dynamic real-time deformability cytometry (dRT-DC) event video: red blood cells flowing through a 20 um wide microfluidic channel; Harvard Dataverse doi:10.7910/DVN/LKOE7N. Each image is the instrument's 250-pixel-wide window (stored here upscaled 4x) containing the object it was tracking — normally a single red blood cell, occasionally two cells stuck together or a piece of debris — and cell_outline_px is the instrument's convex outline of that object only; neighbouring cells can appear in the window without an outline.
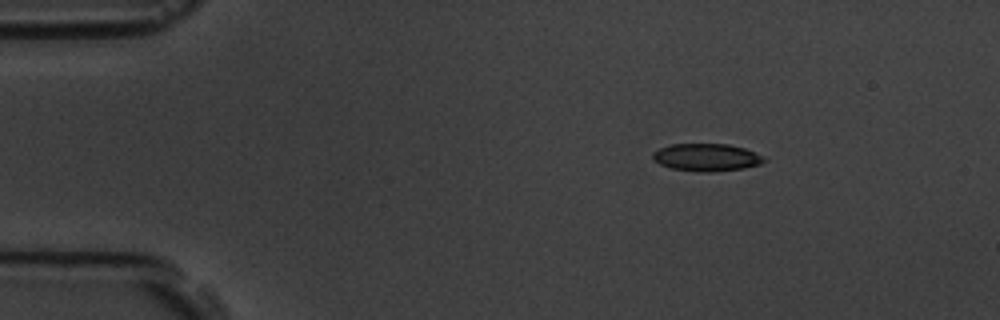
{"species": "common noctule bat (a hibernating species)", "species_latin": "Nyctalus noctula", "temperature_condition": "room temperature", "stored_images_in_passage": 4, "camera_frame_rate_fps": 3000, "um_per_image_px": 0.085, "animal": {"sex": "male", "body_mass_g": 19.5, "forearm_length_mm": 54.6}, "frame": {"image": 1, "passage_image": 1, "time_ms": 0.0, "image_size_px": [1000, 320], "cell_outline_px": [[768, 160], [760, 164], [744, 168], [712, 172], [704, 172], [672, 168], [660, 164], [652, 160], [652, 152], [660, 148], [672, 144], [728, 144], [744, 148], [764, 156]], "centroid_in_image_um": [60.06, 13.37], "position_along_channel_um": 24.9, "area_um2": 17.86}}
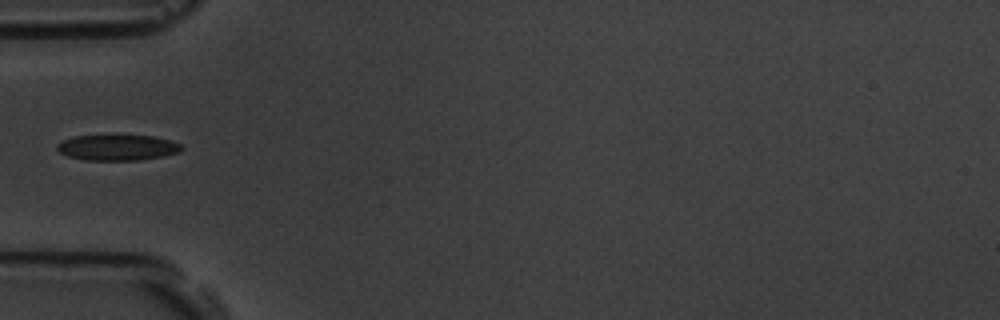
{"frame": {"image": 2, "passage_image": 4, "time_ms": 3.333, "image_size_px": [1000, 320], "cell_outline_px": [[184, 148], [180, 152], [164, 156], [140, 160], [84, 160], [68, 156], [60, 152], [56, 148], [56, 144], [64, 140], [76, 136], [152, 136], [168, 140], [180, 144]], "centroid_in_image_um": [9.99, 12.56], "position_along_channel_um": 75.0, "area_um2": 18.44}}